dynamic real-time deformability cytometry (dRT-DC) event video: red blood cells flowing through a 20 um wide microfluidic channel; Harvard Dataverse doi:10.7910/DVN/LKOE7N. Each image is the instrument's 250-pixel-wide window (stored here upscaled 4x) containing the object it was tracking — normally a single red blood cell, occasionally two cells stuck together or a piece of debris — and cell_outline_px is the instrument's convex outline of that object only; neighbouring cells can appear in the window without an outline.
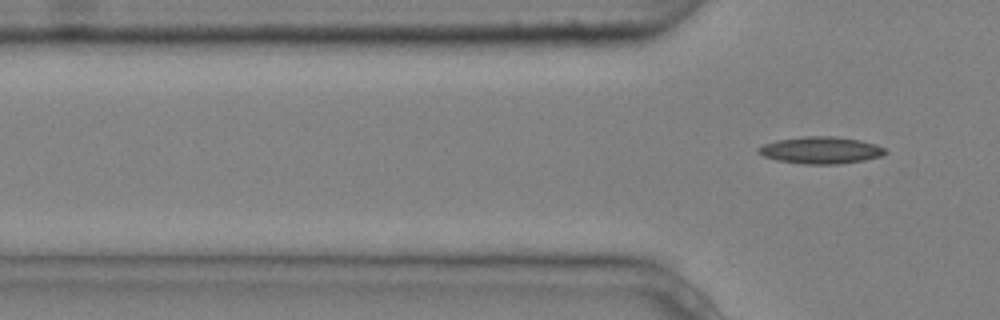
{"species": "common noctule bat (a hibernating species)", "species_latin": "Nyctalus noctula", "temperature_condition": "cold", "stored_images_in_passage": 4, "camera_frame_rate_fps": 3000, "um_per_image_px": 0.085, "animal": {"sex": "male", "body_mass_g": 20.4}, "frame": {"image": 1, "passage_image": 4, "time_ms": 1.0, "image_size_px": [1000, 320], "cell_outline_px": [[888, 152], [880, 156], [864, 160], [840, 164], [804, 164], [776, 160], [764, 156], [756, 152], [756, 148], [764, 144], [776, 140], [804, 136], [836, 136], [860, 140], [876, 144], [884, 148]], "centroid_in_image_um": [69.75, 12.76], "position_along_channel_um": 56.1, "area_um2": 20.06}}